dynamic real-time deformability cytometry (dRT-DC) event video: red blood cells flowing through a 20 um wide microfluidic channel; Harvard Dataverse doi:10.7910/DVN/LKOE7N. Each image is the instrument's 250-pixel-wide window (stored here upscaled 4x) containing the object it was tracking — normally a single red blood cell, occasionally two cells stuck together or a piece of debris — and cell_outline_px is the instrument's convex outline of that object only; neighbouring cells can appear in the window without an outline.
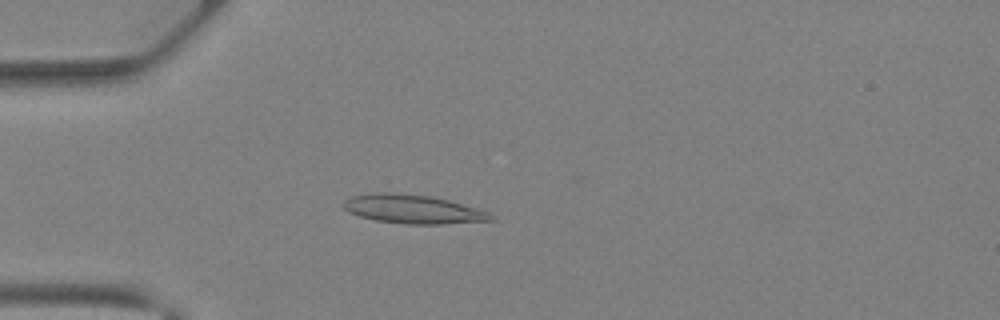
{"species": "Egyptian fruit bat (a non-hibernating species)", "species_latin": "Rousettus aegyptiacus", "temperature_condition": "warm", "stored_images_in_passage": 35, "camera_frame_rate_fps": 3000, "um_per_image_px": 0.085, "animal": {"sex": "female"}, "frame": {"image": 1, "passage_image": 8, "time_ms": 2.333, "image_size_px": [1000, 320], "cell_outline_px": [[496, 220], [444, 224], [404, 224], [376, 220], [360, 216], [348, 212], [344, 208], [344, 200], [352, 196], [372, 192], [388, 192], [428, 196], [448, 200], [488, 212]], "centroid_in_image_um": [35.07, 17.78], "position_along_channel_um": 49.9, "area_um2": 24.51}}
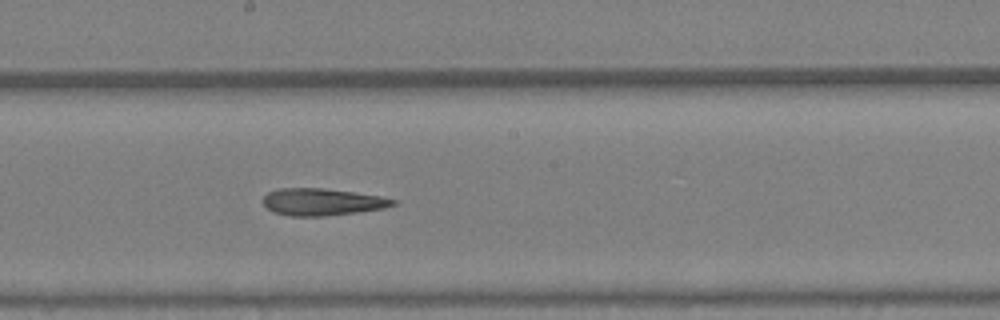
{"frame": {"image": 2, "passage_image": 19, "time_ms": 6.0, "image_size_px": [1000, 320], "cell_outline_px": [[396, 204], [384, 208], [328, 216], [288, 216], [272, 212], [260, 200], [268, 192], [280, 188], [324, 188], [380, 196], [396, 200]], "centroid_in_image_um": [27.33, 17.17], "position_along_channel_um": 220.9, "area_um2": 20.52}}
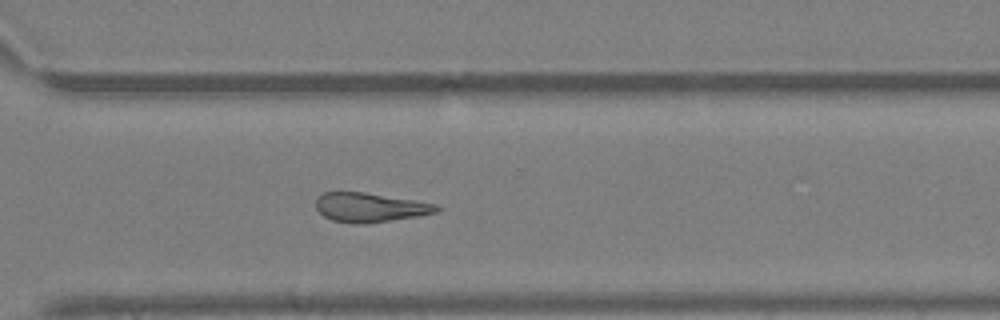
{"frame": {"image": 3, "passage_image": 26, "time_ms": 8.333, "image_size_px": [1000, 320], "cell_outline_px": [[440, 208], [436, 212], [416, 216], [368, 224], [352, 224], [332, 220], [324, 216], [316, 208], [316, 200], [324, 192], [364, 192], [440, 204]], "centroid_in_image_um": [31.46, 17.64], "position_along_channel_um": 339.1, "area_um2": 20.58}}